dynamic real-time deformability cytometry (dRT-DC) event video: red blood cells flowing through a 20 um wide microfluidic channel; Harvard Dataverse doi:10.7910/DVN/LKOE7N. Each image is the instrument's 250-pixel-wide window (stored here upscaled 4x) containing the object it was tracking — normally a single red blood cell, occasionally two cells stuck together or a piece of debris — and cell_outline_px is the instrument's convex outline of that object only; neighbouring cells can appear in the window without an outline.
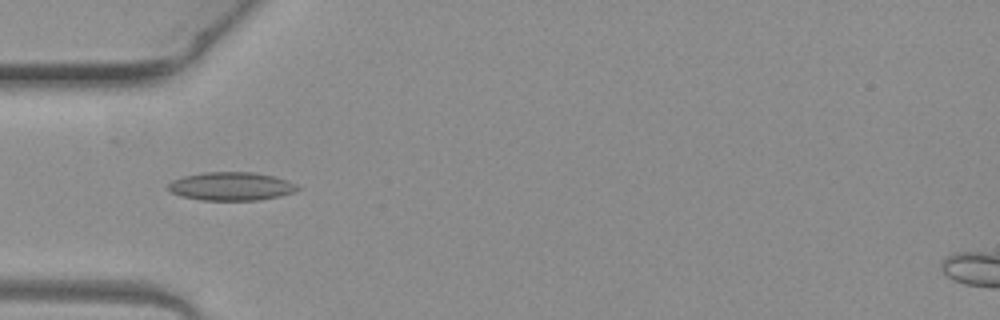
{"species": "common noctule bat (a hibernating species)", "species_latin": "Nyctalus noctula", "temperature_condition": "warm", "stored_images_in_passage": 3, "camera_frame_rate_fps": 3000, "um_per_image_px": 0.085, "animal": {"sex": "female", "body_mass_g": 19.3, "forearm_length_mm": 54.1}, "frame": {"image": 1, "passage_image": 3, "time_ms": 0.667, "image_size_px": [1000, 320], "cell_outline_px": [[300, 188], [296, 192], [280, 196], [260, 200], [200, 200], [180, 196], [172, 192], [168, 188], [168, 184], [172, 180], [184, 176], [204, 172], [252, 172], [272, 176], [288, 180], [296, 184]], "centroid_in_image_um": [19.67, 15.84], "position_along_channel_um": 65.3, "area_um2": 21.44}}